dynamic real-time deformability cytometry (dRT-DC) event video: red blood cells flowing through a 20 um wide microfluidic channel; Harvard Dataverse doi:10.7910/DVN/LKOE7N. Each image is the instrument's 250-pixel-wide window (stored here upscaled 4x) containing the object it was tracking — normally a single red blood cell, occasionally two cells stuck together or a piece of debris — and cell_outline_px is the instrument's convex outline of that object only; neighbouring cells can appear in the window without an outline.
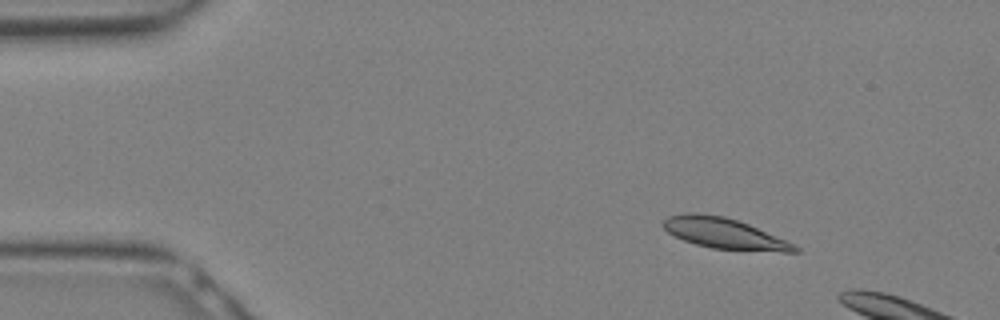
{"species": "Egyptian fruit bat (a non-hibernating species)", "species_latin": "Rousettus aegyptiacus", "temperature_condition": "warm", "stored_images_in_passage": 5, "camera_frame_rate_fps": 3000, "um_per_image_px": 0.085, "animal": {"sex": "female"}, "frame": {"image": 1, "passage_image": 2, "time_ms": 0.333, "image_size_px": [1000, 320], "cell_outline_px": [[800, 252], [784, 252], [712, 248], [696, 244], [684, 240], [668, 232], [660, 224], [668, 216], [684, 212], [696, 212], [724, 216], [748, 224], [784, 240], [800, 248]], "centroid_in_image_um": [61.5, 19.82], "position_along_channel_um": 23.5, "area_um2": 23.24}}